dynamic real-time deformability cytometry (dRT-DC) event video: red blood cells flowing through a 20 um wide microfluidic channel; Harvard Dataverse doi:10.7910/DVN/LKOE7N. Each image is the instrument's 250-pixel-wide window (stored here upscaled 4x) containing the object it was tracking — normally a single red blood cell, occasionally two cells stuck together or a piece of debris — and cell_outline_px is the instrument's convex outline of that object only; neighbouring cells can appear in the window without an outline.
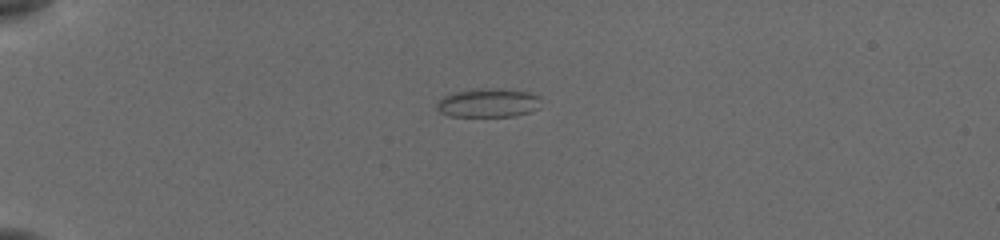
{"species": "common noctule bat (a hibernating species)", "species_latin": "Nyctalus noctula", "temperature_condition": "cold", "stored_images_in_passage": 40, "camera_frame_rate_fps": 3000, "um_per_image_px": 0.085, "animal": {"sex": "female", "body_mass_g": 19.5, "forearm_length_mm": 54.1}, "frame": {"image": 1, "passage_image": 1, "time_ms": 0.0, "image_size_px": [1000, 240], "cell_outline_px": [[540, 108], [516, 116], [448, 116], [440, 112], [436, 108], [436, 104], [444, 96], [456, 92], [496, 88], [528, 92], [540, 96]], "centroid_in_image_um": [41.53, 8.76], "position_along_channel_um": 43.5, "area_um2": 17.28}}
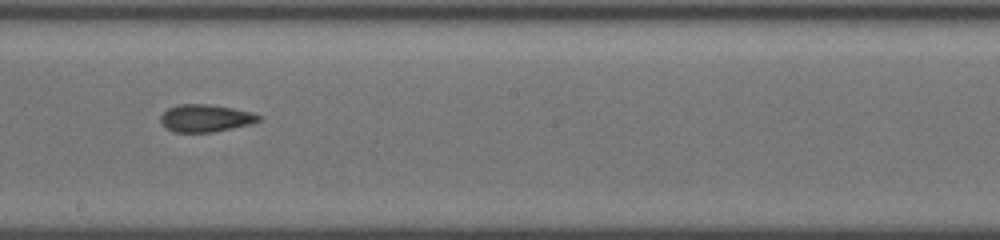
{"frame": {"image": 2, "passage_image": 19, "time_ms": 6.0, "image_size_px": [1000, 240], "cell_outline_px": [[260, 120], [248, 124], [232, 128], [212, 132], [172, 132], [164, 128], [160, 124], [160, 116], [168, 108], [180, 104], [208, 104], [232, 108], [252, 112], [260, 116]], "centroid_in_image_um": [17.4, 10.05], "position_along_channel_um": 230.8, "area_um2": 15.66}}
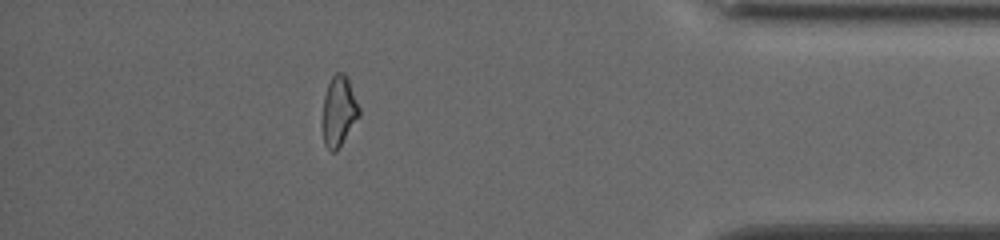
{"frame": {"image": 3, "passage_image": 35, "time_ms": 11.333, "image_size_px": [1000, 240], "cell_outline_px": [[360, 116], [336, 152], [332, 152], [324, 144], [324, 96], [328, 84], [332, 76], [336, 72], [344, 72], [348, 76], [360, 108]], "centroid_in_image_um": [28.84, 9.41], "position_along_channel_um": 406.4, "area_um2": 14.85}, "authors_computed_cell_mechanics": {"area_um2": 15.4037, "velocity_mm_per_s": 3.8911, "shape_relaxation_time_tau1_ms": null, "shape_relaxation_time_tau2_ms": 2.8811, "deformation_change_tau1": null, "deformation_change_tau2": 0.1003}}